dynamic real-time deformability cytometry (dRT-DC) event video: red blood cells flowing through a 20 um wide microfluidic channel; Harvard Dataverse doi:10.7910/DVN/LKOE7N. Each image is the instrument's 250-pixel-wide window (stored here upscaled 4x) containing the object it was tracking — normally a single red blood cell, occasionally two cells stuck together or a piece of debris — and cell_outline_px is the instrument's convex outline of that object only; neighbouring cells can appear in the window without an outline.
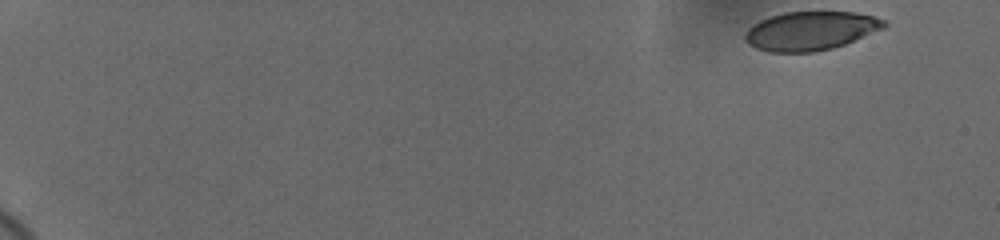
{"species": "human", "species_latin": "Homo sapiens", "temperature_condition": "cold", "stored_images_in_passage": 53, "camera_frame_rate_fps": 3000, "um_per_image_px": 0.085, "donor": {"sex": "female"}, "frame": {"image": 1, "passage_image": 1, "time_ms": 0.0, "image_size_px": [1000, 240], "cell_outline_px": [[888, 24], [884, 28], [844, 44], [832, 48], [816, 52], [768, 52], [756, 48], [748, 44], [744, 40], [744, 36], [748, 28], [752, 24], [760, 20], [784, 12], [852, 12], [872, 16], [884, 20]], "centroid_in_image_um": [68.86, 2.63], "position_along_channel_um": 16.1, "area_um2": 31.33}}
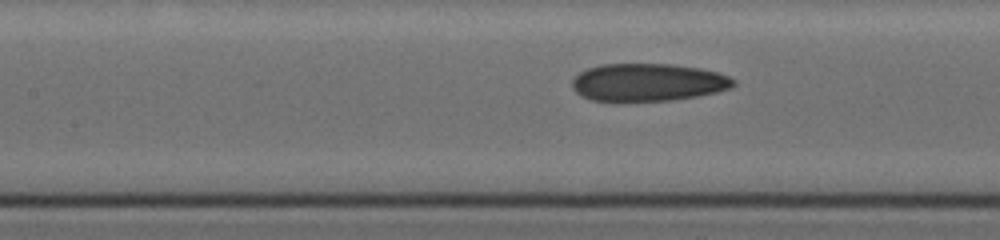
{"frame": {"image": 2, "passage_image": 27, "time_ms": 8.667, "image_size_px": [1000, 240], "cell_outline_px": [[736, 84], [728, 88], [716, 92], [696, 96], [668, 100], [592, 100], [576, 92], [572, 88], [572, 80], [580, 72], [588, 68], [600, 64], [672, 64], [700, 68], [716, 72], [728, 76], [736, 80]], "centroid_in_image_um": [55.08, 6.98], "position_along_channel_um": 152.3, "area_um2": 34.97}}
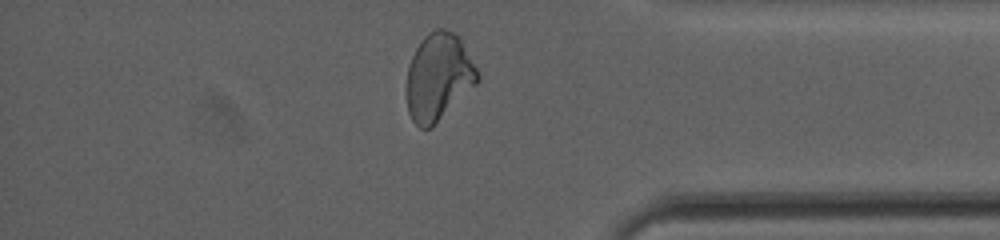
{"frame": {"image": 3, "passage_image": 48, "time_ms": 15.667, "image_size_px": [1000, 240], "cell_outline_px": [[480, 80], [432, 128], [420, 128], [412, 120], [408, 112], [408, 64], [416, 48], [424, 36], [428, 32], [436, 28], [444, 28], [460, 36], [480, 72]], "centroid_in_image_um": [37.31, 6.51], "position_along_channel_um": 397.9, "area_um2": 36.18}}